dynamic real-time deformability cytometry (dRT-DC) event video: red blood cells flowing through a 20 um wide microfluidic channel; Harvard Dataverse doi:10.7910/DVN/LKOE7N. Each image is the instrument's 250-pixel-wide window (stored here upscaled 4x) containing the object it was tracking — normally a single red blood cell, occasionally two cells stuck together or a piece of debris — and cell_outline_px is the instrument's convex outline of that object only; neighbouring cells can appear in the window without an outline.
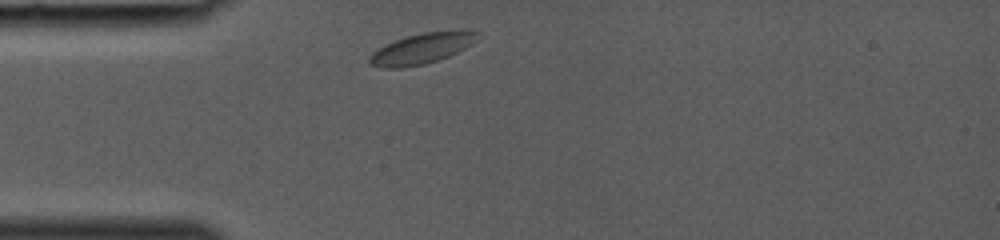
{"species": "common noctule bat (a hibernating species)", "species_latin": "Nyctalus noctula", "temperature_condition": "room temperature", "stored_images_in_passage": 24, "camera_frame_rate_fps": 3000, "um_per_image_px": 0.085, "animal": {"sex": "female", "body_mass_g": 19.0, "forearm_length_mm": 53.3}, "frame": {"image": 1, "passage_image": 1, "time_ms": 0.0, "image_size_px": [1000, 240], "cell_outline_px": [[480, 32], [476, 40], [472, 44], [448, 56], [424, 64], [400, 68], [384, 68], [368, 64], [368, 56], [372, 52], [384, 44], [408, 36], [424, 32]], "centroid_in_image_um": [35.74, 4.16], "position_along_channel_um": 49.3, "area_um2": 18.73}}
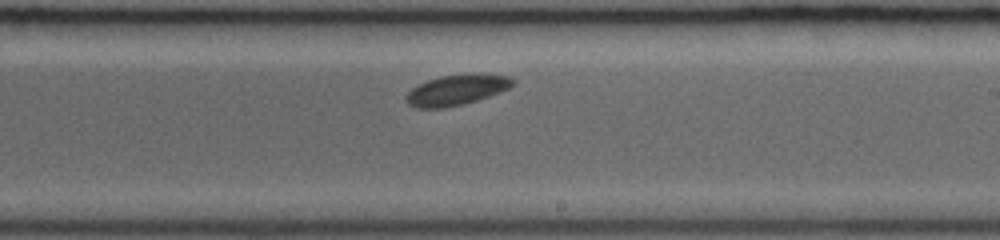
{"frame": {"image": 2, "passage_image": 14, "time_ms": 4.333, "image_size_px": [1000, 240], "cell_outline_px": [[516, 84], [500, 92], [464, 104], [444, 108], [416, 108], [408, 104], [404, 96], [412, 88], [428, 80], [440, 76], [472, 72], [508, 76], [516, 80]], "centroid_in_image_um": [38.83, 7.63], "position_along_channel_um": 250.2, "area_um2": 19.19}}
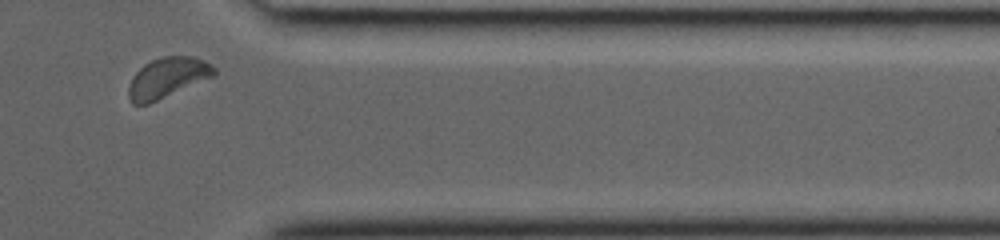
{"frame": {"image": 3, "passage_image": 23, "time_ms": 7.333, "image_size_px": [1000, 240], "cell_outline_px": [[216, 72], [212, 76], [148, 104], [132, 104], [128, 96], [128, 88], [136, 72], [144, 64], [152, 60], [164, 56], [192, 56], [204, 60], [212, 64], [216, 68]], "centroid_in_image_um": [14.22, 6.59], "position_along_channel_um": 397.2, "area_um2": 19.65}}